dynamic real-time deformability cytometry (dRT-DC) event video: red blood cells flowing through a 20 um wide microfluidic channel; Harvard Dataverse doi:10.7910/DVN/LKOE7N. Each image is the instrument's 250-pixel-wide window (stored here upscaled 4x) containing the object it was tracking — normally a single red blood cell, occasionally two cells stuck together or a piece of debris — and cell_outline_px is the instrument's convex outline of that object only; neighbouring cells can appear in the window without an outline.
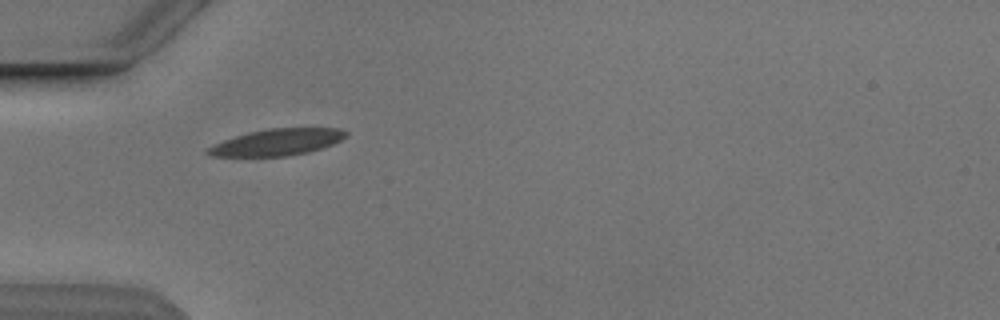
{"species": "Egyptian fruit bat (a non-hibernating species)", "species_latin": "Rousettus aegyptiacus", "temperature_condition": "cold", "stored_images_in_passage": 7, "camera_frame_rate_fps": 3000, "um_per_image_px": 0.085, "animal": {"sex": "male"}, "frame": {"image": 1, "passage_image": 4, "time_ms": 3.333, "image_size_px": [1000, 320], "cell_outline_px": [[348, 136], [332, 144], [308, 152], [288, 156], [208, 156], [204, 152], [212, 144], [236, 136], [252, 132], [272, 128], [340, 128], [348, 132]], "centroid_in_image_um": [23.55, 12.09], "position_along_channel_um": 61.4, "area_um2": 21.21}}
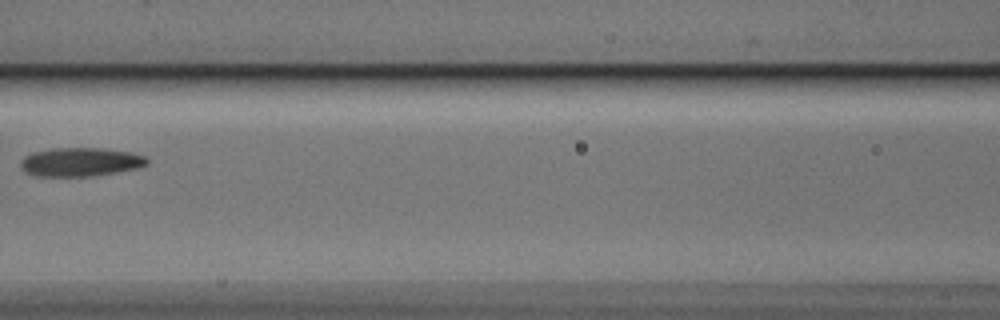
{"frame": {"image": 2, "passage_image": 6, "time_ms": 6.0, "image_size_px": [1000, 320], "cell_outline_px": [[148, 164], [136, 168], [116, 172], [92, 176], [36, 176], [24, 172], [20, 164], [20, 160], [24, 156], [32, 152], [52, 148], [100, 148], [132, 152], [144, 156], [148, 160]], "centroid_in_image_um": [6.8, 13.76], "position_along_channel_um": 159.8, "area_um2": 21.21}}
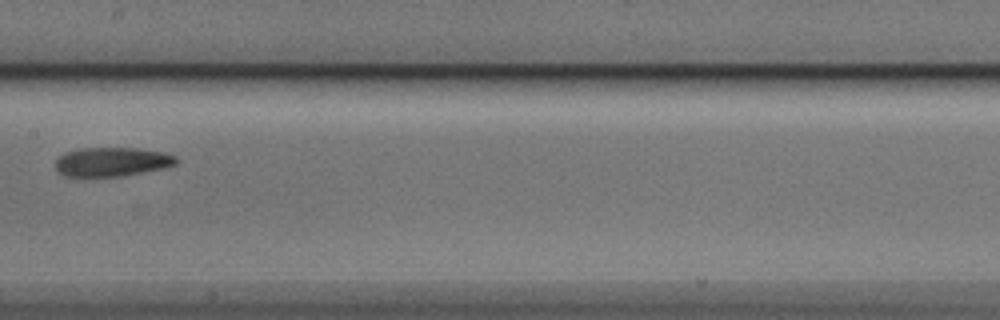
{"frame": {"image": 3, "passage_image": 7, "time_ms": 7.0, "image_size_px": [1000, 320], "cell_outline_px": [[180, 160], [176, 164], [164, 168], [120, 176], [64, 176], [56, 172], [56, 160], [64, 152], [76, 148], [136, 148], [164, 152], [176, 156]], "centroid_in_image_um": [9.51, 13.74], "position_along_channel_um": 197.9, "area_um2": 20.58}}